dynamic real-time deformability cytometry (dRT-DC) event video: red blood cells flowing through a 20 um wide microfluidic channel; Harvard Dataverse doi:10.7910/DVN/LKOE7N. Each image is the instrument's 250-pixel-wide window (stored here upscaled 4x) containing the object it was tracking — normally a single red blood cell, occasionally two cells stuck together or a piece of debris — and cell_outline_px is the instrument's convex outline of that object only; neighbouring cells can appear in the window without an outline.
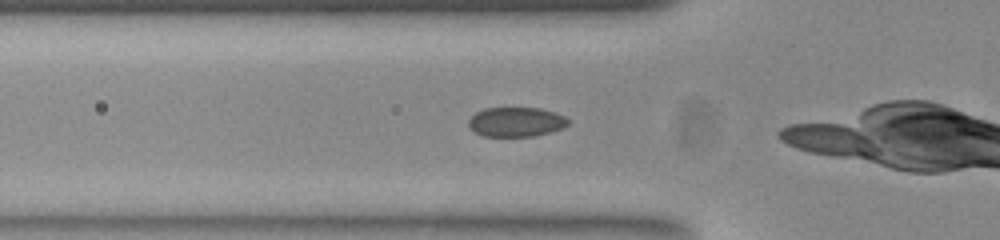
{"species": "common noctule bat (a hibernating species)", "species_latin": "Nyctalus noctula", "temperature_condition": "room temperature", "stored_images_in_passage": 4, "camera_frame_rate_fps": 3000, "um_per_image_px": 0.085, "animal": {"sex": "female", "body_mass_g": 23.0, "forearm_length_mm": 53.4}, "frame": {"image": 1, "passage_image": 2, "time_ms": 0.333, "image_size_px": [1000, 240], "cell_outline_px": [[568, 124], [564, 128], [552, 132], [532, 136], [484, 136], [468, 128], [468, 120], [476, 112], [484, 108], [540, 108], [564, 116], [568, 120]], "centroid_in_image_um": [43.85, 10.37], "position_along_channel_um": 82.0, "area_um2": 17.11}}